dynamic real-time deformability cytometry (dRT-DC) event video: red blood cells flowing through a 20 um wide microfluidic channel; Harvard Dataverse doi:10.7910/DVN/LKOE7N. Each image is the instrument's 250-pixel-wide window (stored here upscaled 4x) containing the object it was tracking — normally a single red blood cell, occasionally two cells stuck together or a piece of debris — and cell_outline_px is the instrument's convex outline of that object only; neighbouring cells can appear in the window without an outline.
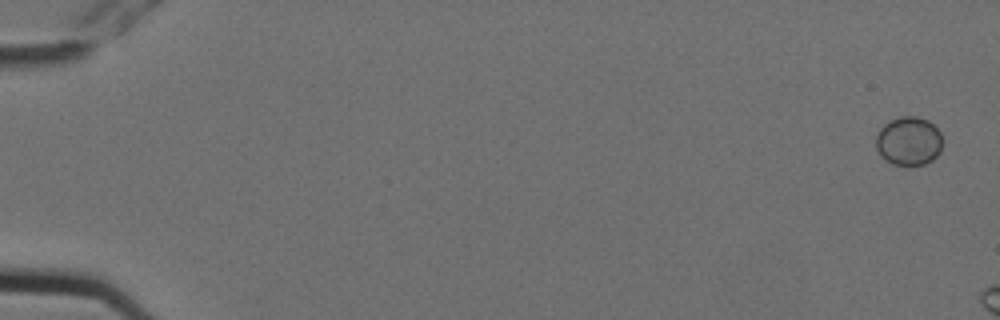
{"species": "Egyptian fruit bat (a non-hibernating species)", "species_latin": "Rousettus aegyptiacus", "temperature_condition": "cold", "stored_images_in_passage": 5, "camera_frame_rate_fps": 3000, "um_per_image_px": 0.085, "animal": {"sex": "female"}, "frame": {"image": 1, "passage_image": 1, "time_ms": 0.0, "image_size_px": [1000, 320], "cell_outline_px": [[940, 152], [932, 160], [924, 164], [904, 168], [892, 164], [884, 160], [880, 156], [876, 148], [876, 136], [880, 128], [884, 124], [900, 116], [916, 116], [928, 120], [940, 132]], "centroid_in_image_um": [77.2, 12.03], "position_along_channel_um": 7.8, "area_um2": 19.19}}